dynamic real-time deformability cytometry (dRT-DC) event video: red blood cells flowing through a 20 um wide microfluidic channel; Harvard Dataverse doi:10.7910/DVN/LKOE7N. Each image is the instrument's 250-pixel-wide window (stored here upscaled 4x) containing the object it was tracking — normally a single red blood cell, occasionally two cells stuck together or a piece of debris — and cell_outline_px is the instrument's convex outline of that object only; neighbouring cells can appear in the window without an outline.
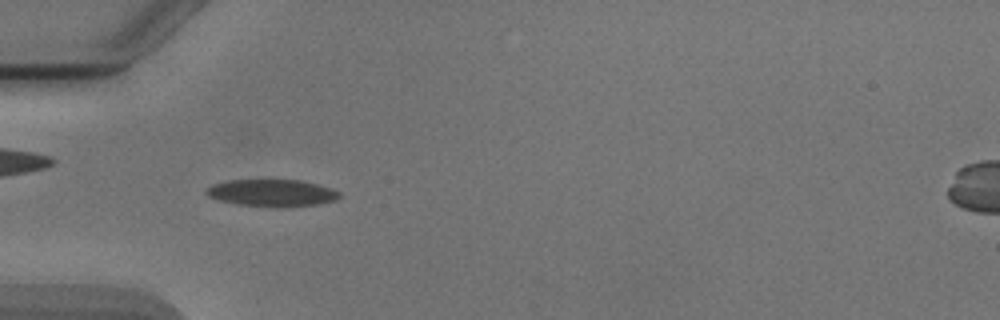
{"species": "Egyptian fruit bat (a non-hibernating species)", "species_latin": "Rousettus aegyptiacus", "temperature_condition": "cold", "stored_images_in_passage": 11, "camera_frame_rate_fps": 3000, "um_per_image_px": 0.085, "animal": {"sex": "male"}, "frame": {"image": 1, "passage_image": 6, "time_ms": 1.667, "image_size_px": [1000, 320], "cell_outline_px": [[340, 196], [336, 200], [316, 204], [288, 208], [272, 208], [236, 204], [220, 200], [208, 196], [204, 192], [212, 184], [228, 180], [300, 180], [332, 188], [340, 192]], "centroid_in_image_um": [23.12, 16.41], "position_along_channel_um": 61.9, "area_um2": 21.27}}